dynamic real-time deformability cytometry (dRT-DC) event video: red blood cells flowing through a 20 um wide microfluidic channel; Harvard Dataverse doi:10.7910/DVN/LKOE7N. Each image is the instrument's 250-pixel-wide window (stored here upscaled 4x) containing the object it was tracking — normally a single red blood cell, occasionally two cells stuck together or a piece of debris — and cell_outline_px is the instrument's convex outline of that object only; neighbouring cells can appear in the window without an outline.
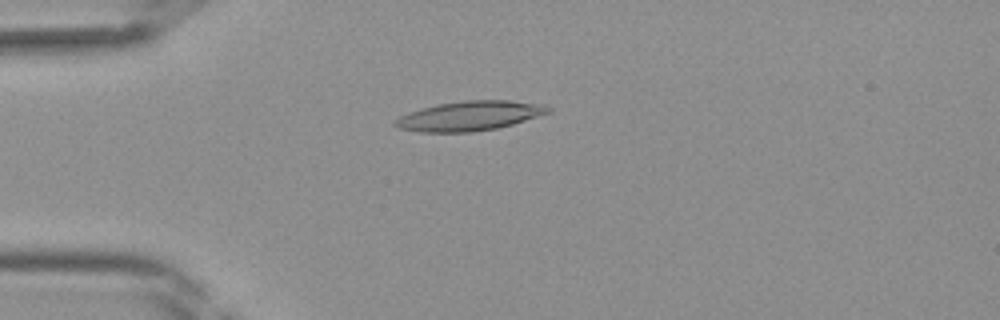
{"species": "Egyptian fruit bat (a non-hibernating species)", "species_latin": "Rousettus aegyptiacus", "temperature_condition": "room temperature", "stored_images_in_passage": 41, "camera_frame_rate_fps": 3000, "um_per_image_px": 0.085, "frame": {"image": 1, "passage_image": 11, "time_ms": 3.333, "image_size_px": [1000, 320], "cell_outline_px": [[552, 112], [512, 124], [496, 128], [472, 132], [420, 132], [400, 128], [392, 124], [392, 120], [408, 112], [440, 104], [464, 100], [508, 100], [544, 104], [552, 108]], "centroid_in_image_um": [39.93, 9.85], "position_along_channel_um": 45.1, "area_um2": 26.36}}
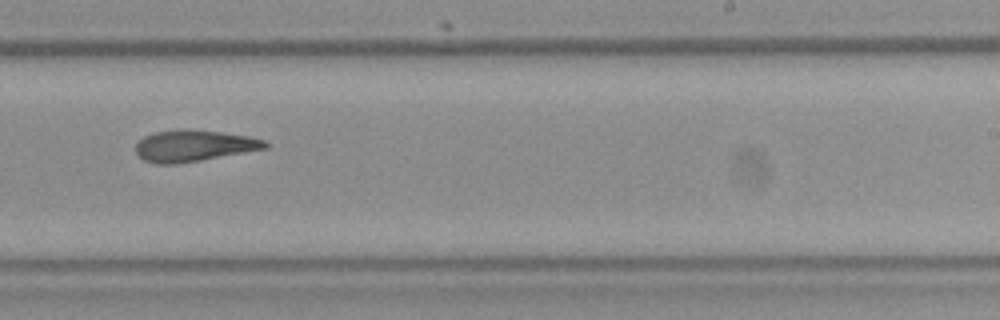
{"frame": {"image": 2, "passage_image": 26, "time_ms": 8.333, "image_size_px": [1000, 320], "cell_outline_px": [[268, 148], [200, 160], [176, 164], [156, 164], [144, 160], [136, 152], [136, 144], [144, 136], [156, 132], [184, 128], [220, 132], [248, 136], [264, 140], [268, 144]], "centroid_in_image_um": [16.46, 12.38], "position_along_channel_um": 272.5, "area_um2": 23.52}}
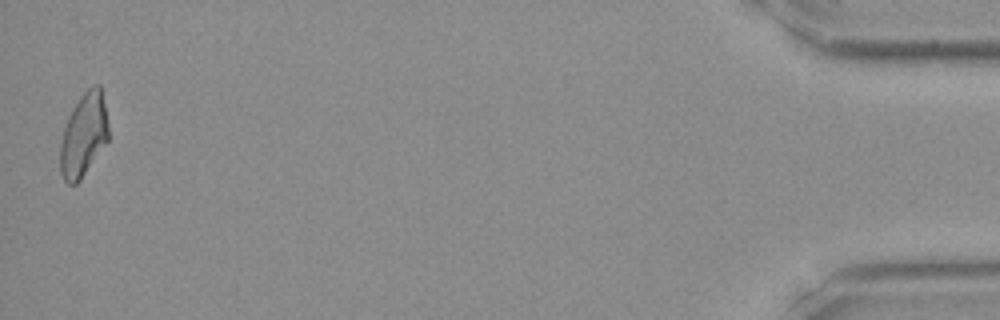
{"frame": {"image": 3, "passage_image": 41, "time_ms": 13.333, "image_size_px": [1000, 320], "cell_outline_px": [[108, 140], [80, 180], [76, 184], [68, 184], [64, 180], [60, 172], [60, 144], [64, 128], [68, 116], [72, 108], [80, 96], [88, 88], [96, 84], [100, 84], [108, 120]], "centroid_in_image_um": [7.1, 11.46], "position_along_channel_um": 428.1, "area_um2": 23.41}}